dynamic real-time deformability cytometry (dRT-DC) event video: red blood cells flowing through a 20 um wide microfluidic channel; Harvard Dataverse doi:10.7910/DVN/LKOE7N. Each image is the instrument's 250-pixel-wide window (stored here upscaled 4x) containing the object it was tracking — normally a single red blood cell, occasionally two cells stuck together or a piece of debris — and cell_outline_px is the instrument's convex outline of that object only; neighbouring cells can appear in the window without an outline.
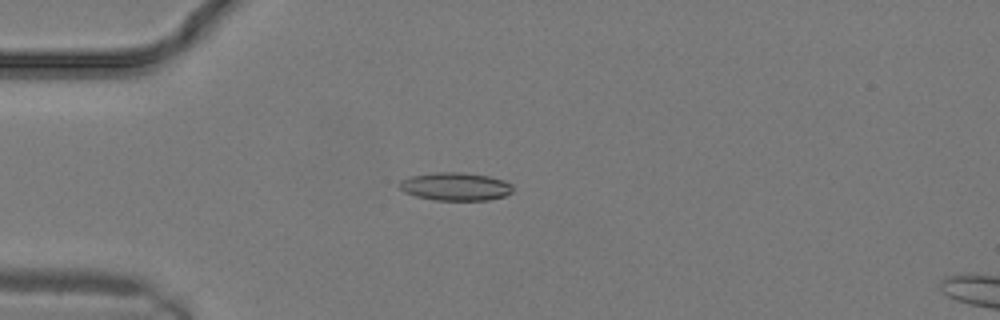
{"species": "common noctule bat (a hibernating species)", "species_latin": "Nyctalus noctula", "temperature_condition": "warm", "stored_images_in_passage": 9, "camera_frame_rate_fps": 3000, "um_per_image_px": 0.085, "animal": {"sex": "male", "body_mass_g": 19.2, "forearm_length_mm": 51.8}, "frame": {"image": 1, "passage_image": 7, "time_ms": 2.0, "image_size_px": [1000, 320], "cell_outline_px": [[512, 192], [504, 196], [488, 200], [436, 200], [416, 196], [404, 192], [396, 184], [400, 180], [408, 176], [432, 172], [460, 172], [488, 176], [504, 180], [512, 184]], "centroid_in_image_um": [38.67, 15.84], "position_along_channel_um": 46.3, "area_um2": 18.73}}